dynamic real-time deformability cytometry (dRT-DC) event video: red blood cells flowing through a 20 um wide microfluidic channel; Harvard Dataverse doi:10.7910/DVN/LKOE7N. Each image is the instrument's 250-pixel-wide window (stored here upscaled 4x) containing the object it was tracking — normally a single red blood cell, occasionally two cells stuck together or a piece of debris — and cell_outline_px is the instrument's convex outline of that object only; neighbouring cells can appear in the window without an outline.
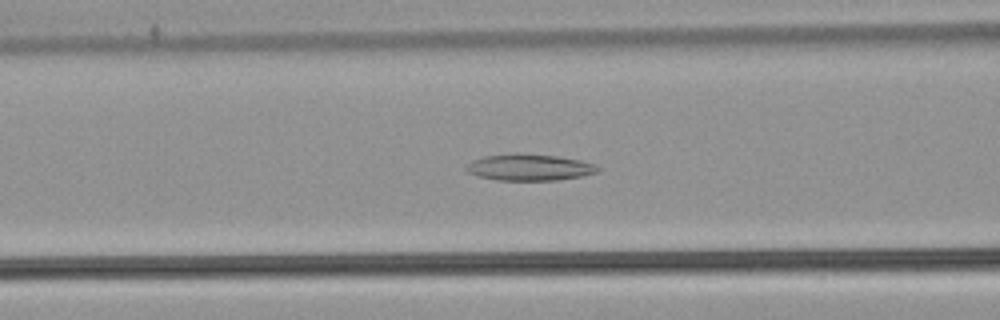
{"species": "common noctule bat (a hibernating species)", "species_latin": "Nyctalus noctula", "temperature_condition": "warm", "stored_images_in_passage": 53, "camera_frame_rate_fps": 3000, "um_per_image_px": 0.085, "animal": {"sex": "male", "body_mass_g": 21.5, "forearm_length_mm": 52.0}, "frame": {"image": 1, "passage_image": 22, "time_ms": 7.0, "image_size_px": [1000, 320], "cell_outline_px": [[600, 168], [596, 172], [580, 176], [556, 180], [496, 180], [480, 176], [468, 172], [464, 168], [472, 160], [484, 156], [516, 152], [520, 152], [556, 156], [580, 160], [596, 164]], "centroid_in_image_um": [44.97, 14.2], "position_along_channel_um": 121.6, "area_um2": 20.35}}
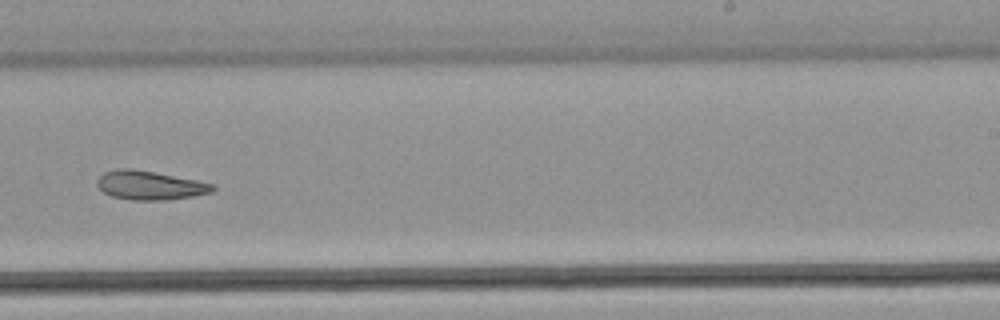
{"frame": {"image": 2, "passage_image": 34, "time_ms": 11.0, "image_size_px": [1000, 320], "cell_outline_px": [[216, 188], [212, 192], [192, 196], [168, 200], [132, 200], [112, 196], [104, 192], [96, 184], [96, 180], [104, 172], [116, 168], [132, 168], [196, 180], [216, 184]], "centroid_in_image_um": [12.74, 15.75], "position_along_channel_um": 276.3, "area_um2": 19.48}}
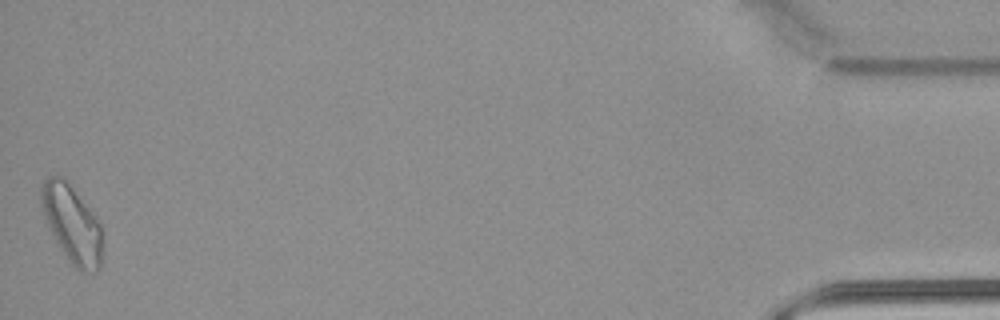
{"frame": {"image": 3, "passage_image": 53, "time_ms": 17.333, "image_size_px": [1000, 320], "cell_outline_px": [[104, 252], [100, 268], [96, 272], [80, 272], [68, 260], [60, 248], [48, 228], [40, 204], [40, 188], [44, 180], [48, 176], [64, 176], [96, 216], [100, 224], [104, 244]], "centroid_in_image_um": [6.14, 19.05], "position_along_channel_um": 429.1, "area_um2": 28.38}, "authors_computed_cell_mechanics": {"area_um2": 22.9466, "velocity_mm_per_s": 3.8821, "shape_relaxation_time_tau1_ms": null, "shape_relaxation_time_tau2_ms": 9.1742, "deformation_change_tau1": null, "deformation_change_tau2": 0.2002}}